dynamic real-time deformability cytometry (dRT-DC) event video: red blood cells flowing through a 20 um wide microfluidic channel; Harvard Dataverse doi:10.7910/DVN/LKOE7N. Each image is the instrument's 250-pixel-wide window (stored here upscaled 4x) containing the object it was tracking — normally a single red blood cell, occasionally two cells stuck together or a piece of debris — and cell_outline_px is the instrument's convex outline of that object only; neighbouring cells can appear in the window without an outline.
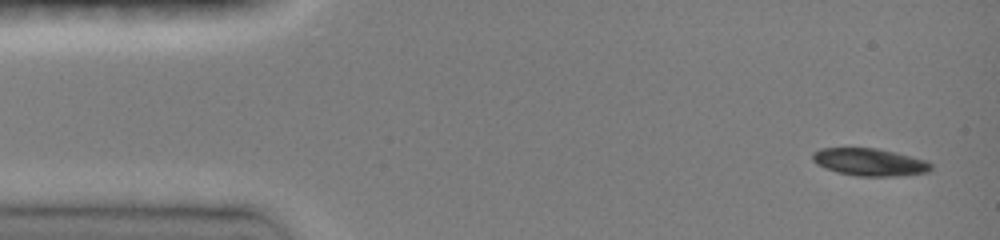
{"species": "common noctule bat (a hibernating species)", "species_latin": "Nyctalus noctula", "temperature_condition": "room temperature", "stored_images_in_passage": 32, "camera_frame_rate_fps": 3000, "um_per_image_px": 0.085, "animal": {"sex": "female", "body_mass_g": 19.0, "forearm_length_mm": 51.5}, "frame": {"image": 1, "passage_image": 1, "time_ms": 0.0, "image_size_px": [1000, 240], "cell_outline_px": [[932, 168], [928, 172], [896, 176], [856, 176], [836, 172], [824, 168], [816, 164], [812, 160], [812, 152], [820, 148], [876, 148], [928, 160], [932, 164]], "centroid_in_image_um": [73.89, 13.78], "position_along_channel_um": 11.1, "area_um2": 19.07}}
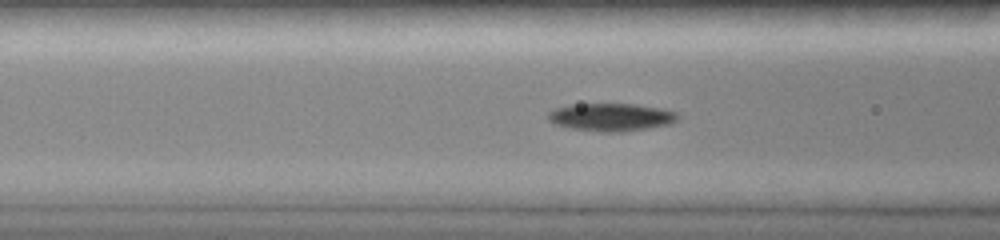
{"frame": {"image": 2, "passage_image": 10, "time_ms": 5.0, "image_size_px": [1000, 240], "cell_outline_px": [[680, 116], [672, 124], [620, 132], [604, 132], [572, 128], [556, 124], [548, 120], [548, 112], [556, 108], [568, 104], [636, 104], [664, 108], [676, 112]], "centroid_in_image_um": [51.98, 9.94], "position_along_channel_um": 114.6, "area_um2": 21.04}}
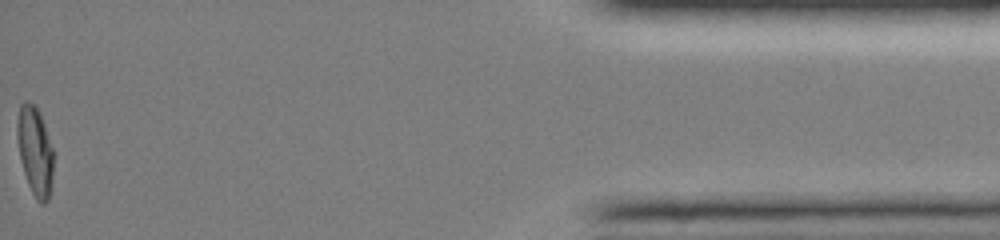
{"frame": {"image": 3, "passage_image": 32, "time_ms": 14.667, "image_size_px": [1000, 240], "cell_outline_px": [[52, 180], [48, 200], [44, 204], [40, 204], [36, 200], [28, 184], [24, 172], [20, 156], [16, 136], [16, 124], [20, 104], [24, 100], [28, 100], [36, 108], [44, 124], [52, 148]], "centroid_in_image_um": [2.95, 12.84], "position_along_channel_um": 432.3, "area_um2": 18.55}, "authors_computed_cell_mechanics": {"area_um2": 19.8254, "velocity_mm_per_s": 4.1302, "shape_relaxation_time_tau1_ms": 2.4065, "shape_relaxation_time_tau2_ms": 7.2125, "deformation_change_tau1": 0.1371, "deformation_change_tau2": 0.0897}}